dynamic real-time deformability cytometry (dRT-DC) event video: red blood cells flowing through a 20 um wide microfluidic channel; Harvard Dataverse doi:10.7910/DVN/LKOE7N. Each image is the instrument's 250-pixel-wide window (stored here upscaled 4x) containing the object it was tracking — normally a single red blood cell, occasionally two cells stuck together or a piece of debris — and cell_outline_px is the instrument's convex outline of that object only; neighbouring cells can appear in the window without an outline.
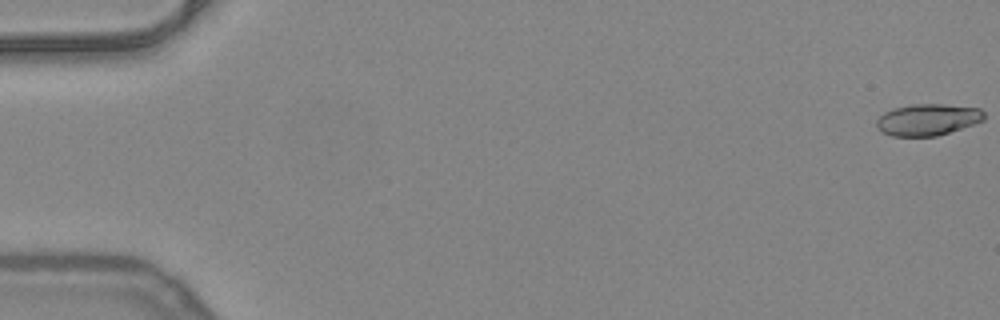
{"species": "common noctule bat (a hibernating species)", "species_latin": "Nyctalus noctula", "temperature_condition": "warm", "stored_images_in_passage": 4, "camera_frame_rate_fps": 3000, "um_per_image_px": 0.085, "animal": {"sex": "female", "body_mass_g": 24.6, "forearm_length_mm": 56.2}, "frame": {"image": 1, "passage_image": 1, "time_ms": 0.0, "image_size_px": [1000, 320], "cell_outline_px": [[984, 120], [936, 136], [892, 136], [876, 128], [876, 120], [884, 112], [892, 108], [912, 104], [944, 104], [980, 108], [984, 112]], "centroid_in_image_um": [78.82, 10.16], "position_along_channel_um": 6.2, "area_um2": 19.71}}